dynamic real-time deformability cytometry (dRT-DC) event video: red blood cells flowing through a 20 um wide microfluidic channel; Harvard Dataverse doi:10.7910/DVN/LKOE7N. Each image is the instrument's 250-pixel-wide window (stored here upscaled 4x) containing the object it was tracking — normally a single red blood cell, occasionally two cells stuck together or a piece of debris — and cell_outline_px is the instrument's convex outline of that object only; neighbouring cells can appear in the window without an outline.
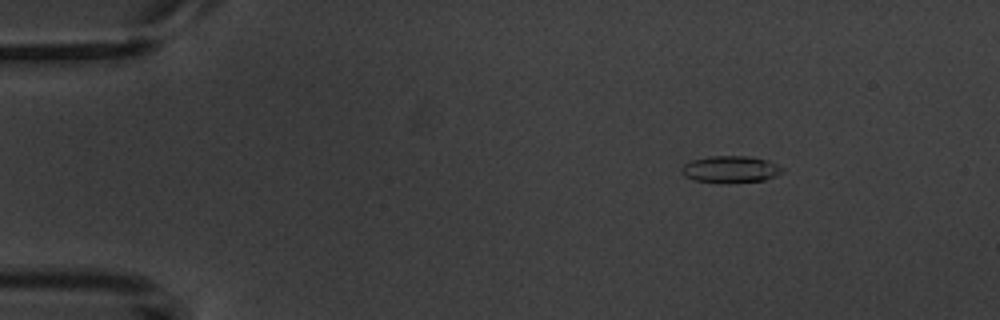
{"species": "common noctule bat (a hibernating species)", "species_latin": "Nyctalus noctula", "temperature_condition": "warm", "stored_images_in_passage": 5, "camera_frame_rate_fps": 3000, "um_per_image_px": 0.085, "animal": {"sex": "male", "body_mass_g": 20.1, "forearm_length_mm": 53.5}, "frame": {"image": 1, "passage_image": 1, "time_ms": 0.0, "image_size_px": [1000, 320], "cell_outline_px": [[784, 168], [776, 176], [764, 180], [696, 180], [684, 176], [680, 172], [680, 168], [684, 164], [692, 160], [712, 156], [748, 156], [768, 160]], "centroid_in_image_um": [62.08, 14.33], "position_along_channel_um": 22.9, "area_um2": 14.91}}
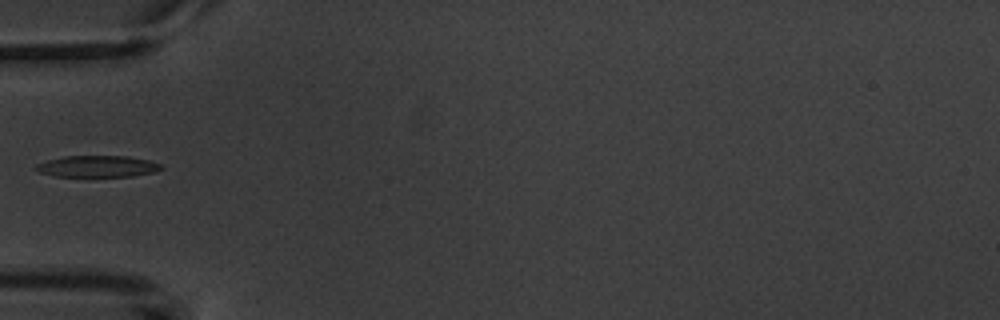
{"frame": {"image": 2, "passage_image": 4, "time_ms": 3.667, "image_size_px": [1000, 320], "cell_outline_px": [[164, 168], [156, 172], [132, 176], [88, 180], [56, 176], [40, 172], [36, 168], [36, 164], [48, 160], [64, 156], [128, 156], [148, 160], [160, 164]], "centroid_in_image_um": [8.3, 14.2], "position_along_channel_um": 76.7, "area_um2": 16.65}}